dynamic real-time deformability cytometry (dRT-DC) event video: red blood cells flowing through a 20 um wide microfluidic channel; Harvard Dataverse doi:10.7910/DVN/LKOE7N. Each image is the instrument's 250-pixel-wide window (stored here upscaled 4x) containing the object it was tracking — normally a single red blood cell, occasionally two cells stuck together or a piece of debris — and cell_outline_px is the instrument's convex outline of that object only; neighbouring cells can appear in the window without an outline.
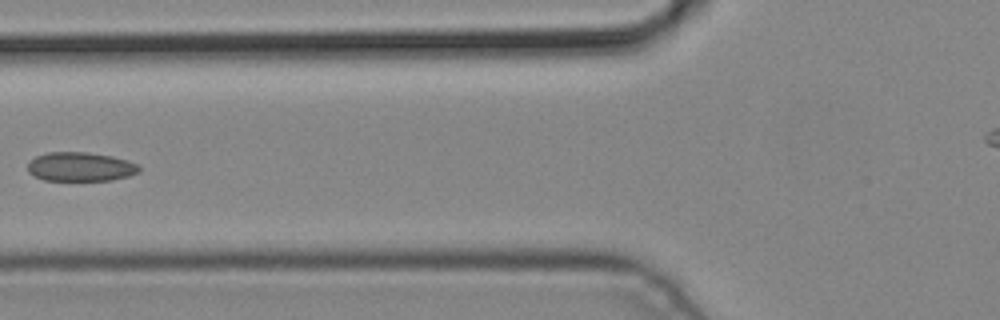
{"species": "common noctule bat (a hibernating species)", "species_latin": "Nyctalus noctula", "temperature_condition": "cold", "stored_images_in_passage": 2, "camera_frame_rate_fps": 3000, "um_per_image_px": 0.085, "animal": {"sex": "male", "body_mass_g": 19.2, "forearm_length_mm": 51.8}, "frame": {"image": 1, "passage_image": 2, "time_ms": 0.333, "image_size_px": [1000, 320], "cell_outline_px": [[140, 172], [128, 176], [112, 180], [44, 180], [28, 172], [28, 160], [36, 156], [48, 152], [84, 152], [112, 156], [128, 160], [136, 164], [140, 168]], "centroid_in_image_um": [6.83, 14.17], "position_along_channel_um": 119.0, "area_um2": 18.84}}